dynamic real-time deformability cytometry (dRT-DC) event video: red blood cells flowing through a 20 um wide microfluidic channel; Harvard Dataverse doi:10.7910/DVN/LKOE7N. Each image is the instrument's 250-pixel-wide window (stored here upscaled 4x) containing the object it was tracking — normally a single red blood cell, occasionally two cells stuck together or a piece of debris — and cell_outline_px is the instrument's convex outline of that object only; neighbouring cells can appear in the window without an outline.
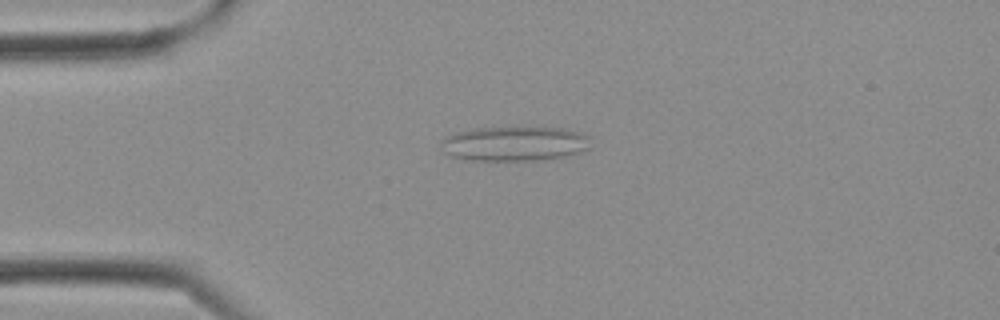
{"species": "Egyptian fruit bat (a non-hibernating species)", "species_latin": "Rousettus aegyptiacus", "temperature_condition": "cold", "stored_images_in_passage": 30, "camera_frame_rate_fps": 3000, "um_per_image_px": 0.085, "frame": {"image": 1, "passage_image": 7, "time_ms": 2.0, "image_size_px": [1000, 320], "cell_outline_px": [[592, 148], [572, 156], [544, 160], [468, 160], [452, 156], [444, 152], [440, 144], [440, 140], [452, 132], [472, 128], [524, 124], [564, 128], [584, 132], [592, 136]], "centroid_in_image_um": [43.84, 12.15], "position_along_channel_um": 41.2, "area_um2": 32.37}}
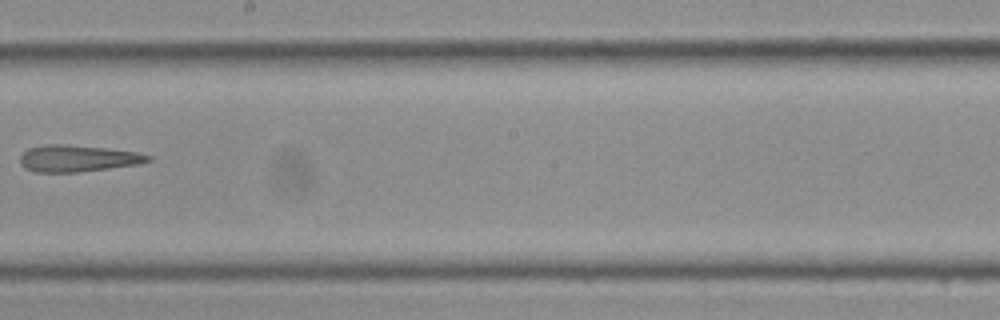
{"frame": {"image": 2, "passage_image": 17, "time_ms": 5.333, "image_size_px": [1000, 320], "cell_outline_px": [[152, 160], [136, 164], [108, 168], [76, 172], [36, 172], [24, 168], [20, 164], [20, 156], [28, 148], [48, 144], [60, 144], [104, 148], [136, 152], [152, 156]], "centroid_in_image_um": [6.56, 13.47], "position_along_channel_um": 241.6, "area_um2": 19.59}}
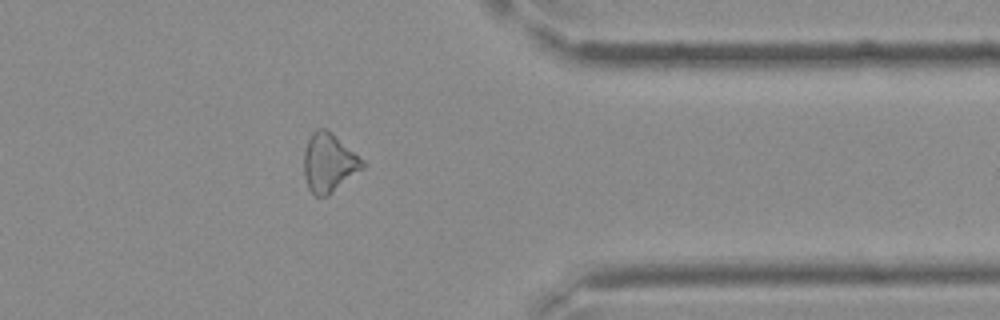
{"frame": {"image": 3, "passage_image": 24, "time_ms": 7.667, "image_size_px": [1000, 320], "cell_outline_px": [[364, 168], [328, 196], [316, 196], [308, 188], [304, 176], [304, 152], [308, 140], [312, 132], [316, 128], [324, 128], [332, 132], [364, 160]], "centroid_in_image_um": [27.96, 13.83], "position_along_channel_um": 383.4, "area_um2": 20.11}}